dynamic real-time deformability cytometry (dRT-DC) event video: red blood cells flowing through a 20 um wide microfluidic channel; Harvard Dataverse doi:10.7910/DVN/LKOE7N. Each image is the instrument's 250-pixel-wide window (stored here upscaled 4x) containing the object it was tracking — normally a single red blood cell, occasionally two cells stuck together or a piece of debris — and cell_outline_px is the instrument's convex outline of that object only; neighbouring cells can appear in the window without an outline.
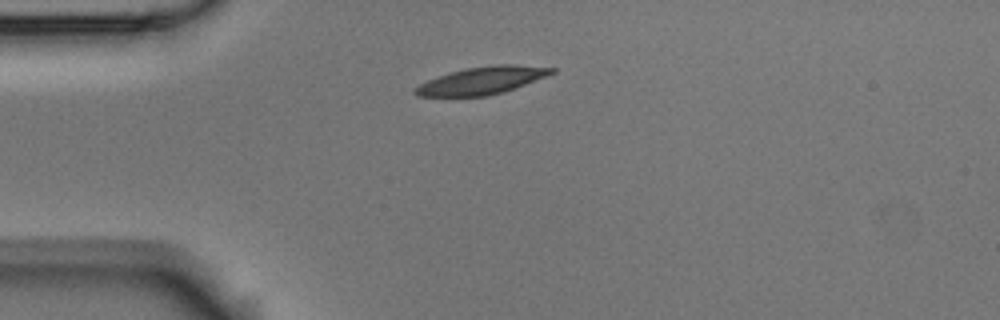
{"species": "Egyptian fruit bat (a non-hibernating species)", "species_latin": "Rousettus aegyptiacus", "temperature_condition": "room temperature", "stored_images_in_passage": 2, "camera_frame_rate_fps": 3000, "um_per_image_px": 0.085, "animal": {"sex": "male"}, "frame": {"image": 1, "passage_image": 1, "time_ms": 0.0, "image_size_px": [1000, 320], "cell_outline_px": [[556, 72], [504, 92], [488, 96], [416, 96], [412, 92], [412, 88], [428, 80], [464, 68], [492, 64], [516, 64], [556, 68]], "centroid_in_image_um": [40.96, 6.84], "position_along_channel_um": 44.0, "area_um2": 21.85}}